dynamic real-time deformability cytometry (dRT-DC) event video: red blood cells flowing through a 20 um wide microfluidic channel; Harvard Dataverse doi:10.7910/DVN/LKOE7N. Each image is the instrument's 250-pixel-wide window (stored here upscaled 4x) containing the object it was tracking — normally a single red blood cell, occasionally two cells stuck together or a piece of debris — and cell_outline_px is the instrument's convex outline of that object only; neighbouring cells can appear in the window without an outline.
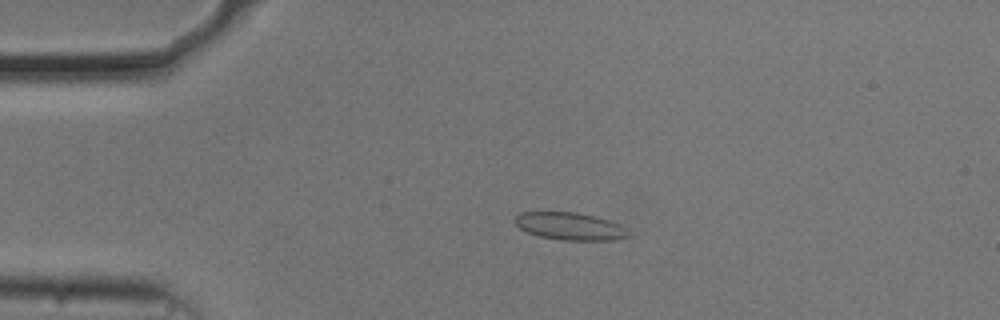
{"species": "common noctule bat (a hibernating species)", "species_latin": "Nyctalus noctula", "temperature_condition": "cold", "stored_images_in_passage": 43, "camera_frame_rate_fps": 3000, "um_per_image_px": 0.085, "animal": {"sex": "male", "body_mass_g": 20.5, "forearm_length_mm": 52.5}, "frame": {"image": 1, "passage_image": 1, "time_ms": 0.0, "image_size_px": [1000, 320], "cell_outline_px": [[628, 236], [612, 240], [564, 240], [540, 236], [528, 232], [520, 228], [512, 220], [520, 212], [576, 212], [608, 220], [616, 224], [628, 232]], "centroid_in_image_um": [48.36, 19.22], "position_along_channel_um": 36.6, "area_um2": 17.74}}
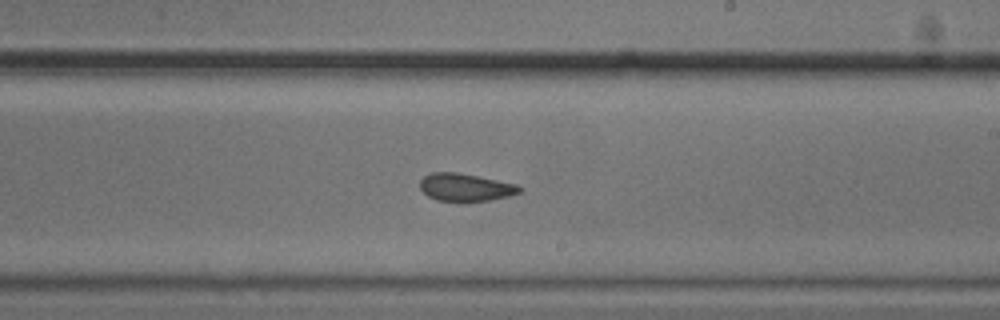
{"frame": {"image": 2, "passage_image": 21, "time_ms": 6.667, "image_size_px": [1000, 320], "cell_outline_px": [[524, 188], [520, 192], [508, 196], [488, 200], [436, 200], [428, 196], [420, 188], [420, 180], [424, 176], [432, 172], [456, 172], [516, 184]], "centroid_in_image_um": [39.55, 15.9], "position_along_channel_um": 249.5, "area_um2": 15.66}}
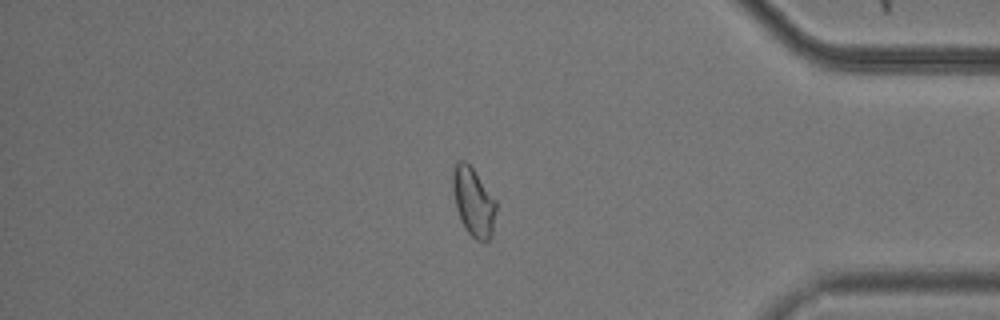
{"frame": {"image": 3, "passage_image": 35, "time_ms": 11.333, "image_size_px": [1000, 320], "cell_outline_px": [[496, 212], [492, 236], [488, 240], [476, 240], [464, 228], [460, 220], [456, 208], [452, 188], [452, 168], [456, 160], [464, 160], [472, 168], [496, 200]], "centroid_in_image_um": [40.22, 17.14], "position_along_channel_um": 395.0, "area_um2": 17.46}, "authors_computed_cell_mechanics": {"area_um2": 17.051, "velocity_mm_per_s": 3.6969, "shape_relaxation_time_tau1_ms": 7.2376, "shape_relaxation_time_tau2_ms": 1.5876, "deformation_change_tau1": 0.1138, "deformation_change_tau2": 0.0792}}